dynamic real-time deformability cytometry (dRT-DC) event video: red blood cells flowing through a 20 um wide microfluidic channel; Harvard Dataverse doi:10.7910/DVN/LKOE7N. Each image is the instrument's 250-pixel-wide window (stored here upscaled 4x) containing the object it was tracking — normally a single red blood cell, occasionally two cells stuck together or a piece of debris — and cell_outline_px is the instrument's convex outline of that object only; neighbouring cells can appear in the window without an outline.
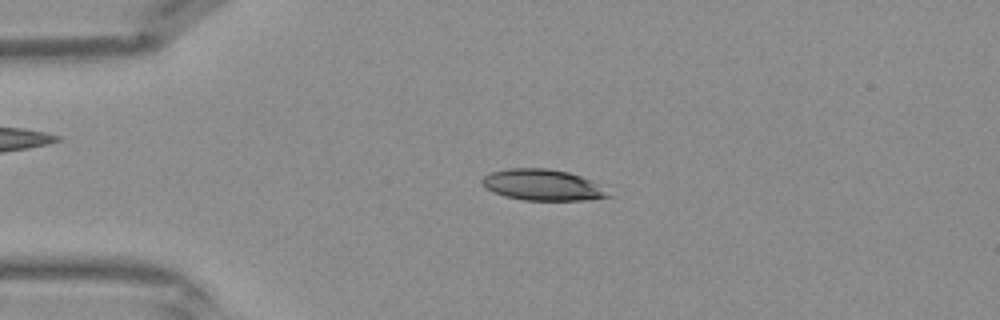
{"species": "Egyptian fruit bat (a non-hibernating species)", "species_latin": "Rousettus aegyptiacus", "temperature_condition": "warm", "stored_images_in_passage": 41, "camera_frame_rate_fps": 3000, "um_per_image_px": 0.085, "frame": {"image": 1, "passage_image": 9, "time_ms": 2.667, "image_size_px": [1000, 320], "cell_outline_px": [[616, 196], [580, 200], [524, 200], [504, 196], [488, 188], [480, 180], [484, 176], [492, 172], [508, 168], [548, 168], [568, 172], [580, 176], [588, 180]], "centroid_in_image_um": [46.12, 15.72], "position_along_channel_um": 38.9, "area_um2": 22.48}}
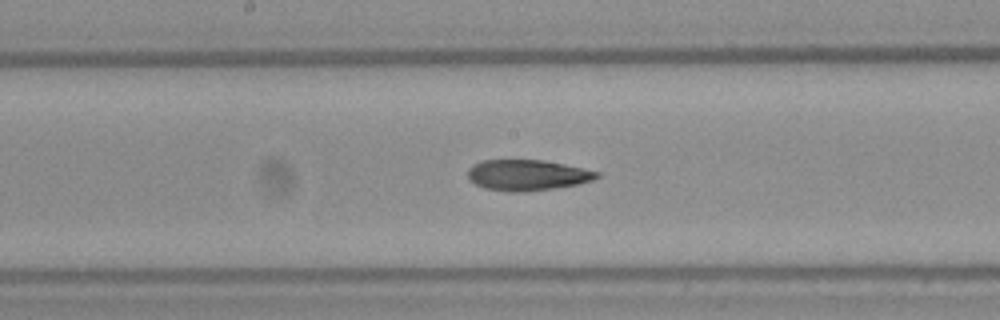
{"frame": {"image": 2, "passage_image": 21, "time_ms": 6.667, "image_size_px": [1000, 320], "cell_outline_px": [[600, 176], [592, 180], [576, 184], [556, 188], [524, 192], [508, 192], [484, 188], [468, 180], [468, 168], [472, 164], [484, 160], [544, 160], [564, 164], [600, 172]], "centroid_in_image_um": [44.79, 14.89], "position_along_channel_um": 203.4, "area_um2": 23.24}}
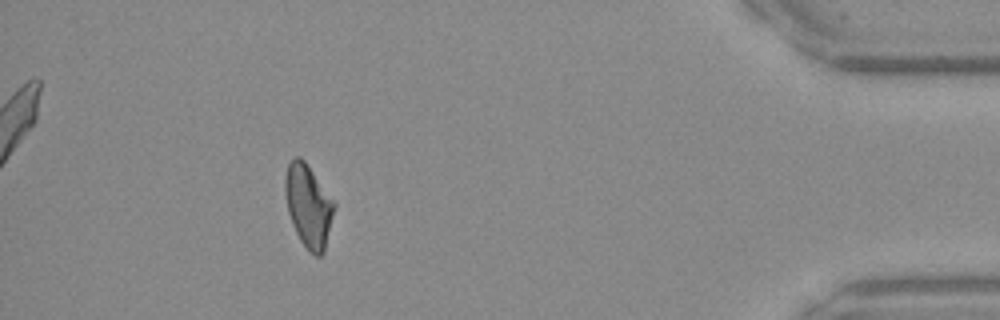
{"frame": {"image": 3, "passage_image": 37, "time_ms": 12.0, "image_size_px": [1000, 320], "cell_outline_px": [[336, 204], [324, 252], [320, 256], [316, 256], [308, 252], [300, 240], [292, 224], [288, 212], [284, 192], [284, 180], [288, 164], [296, 156], [300, 156], [304, 160]], "centroid_in_image_um": [26.2, 17.52], "position_along_channel_um": 409.0, "area_um2": 23.58}}